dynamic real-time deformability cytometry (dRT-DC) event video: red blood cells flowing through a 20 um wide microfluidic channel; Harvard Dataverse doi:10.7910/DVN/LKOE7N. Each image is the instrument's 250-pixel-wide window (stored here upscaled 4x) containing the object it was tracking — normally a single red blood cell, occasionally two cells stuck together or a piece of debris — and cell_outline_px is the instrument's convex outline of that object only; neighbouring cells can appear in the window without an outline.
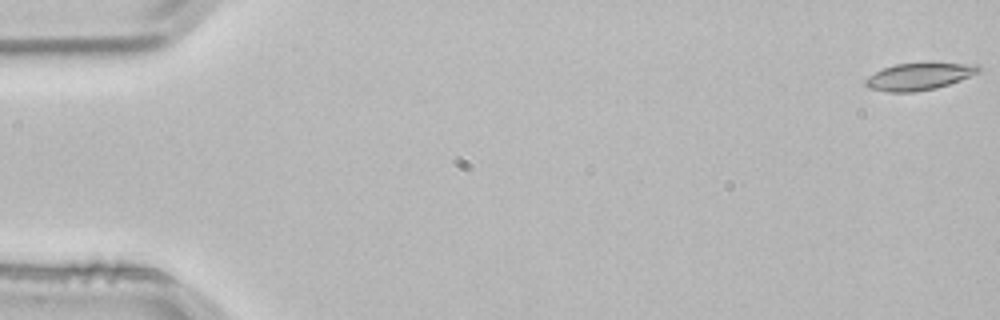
{"species": "common noctule bat (a hibernating species)", "species_latin": "Nyctalus noctula", "temperature_condition": "room temperature", "stored_images_in_passage": 4, "camera_frame_rate_fps": 3000, "um_per_image_px": 0.085, "animal": {"sex": "male", "body_mass_g": 21.5, "forearm_length_mm": 52.0}, "frame": {"image": 1, "passage_image": 1, "time_ms": 0.0, "image_size_px": [1000, 320], "cell_outline_px": [[984, 68], [980, 72], [960, 80], [936, 88], [912, 92], [888, 92], [868, 88], [864, 84], [864, 80], [868, 76], [884, 68], [896, 64], [980, 64]], "centroid_in_image_um": [78.12, 6.51], "position_along_channel_um": 6.9, "area_um2": 17.57}}
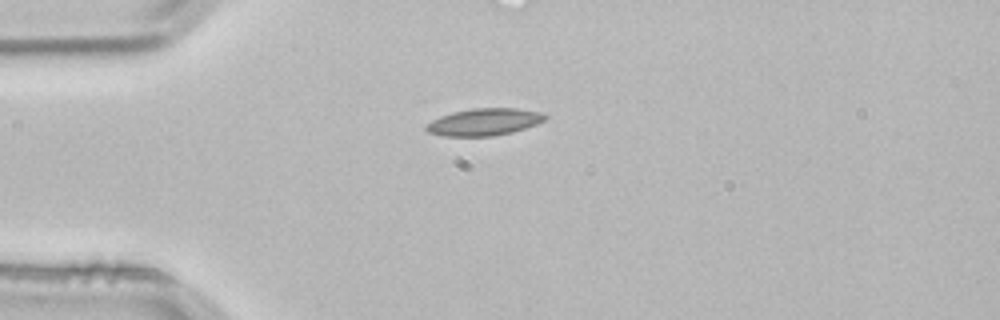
{"frame": {"image": 2, "passage_image": 4, "time_ms": 1.0, "image_size_px": [1000, 320], "cell_outline_px": [[548, 116], [544, 120], [536, 124], [512, 132], [492, 136], [444, 136], [428, 132], [424, 128], [432, 120], [440, 116], [452, 112], [472, 108], [516, 108], [544, 112]], "centroid_in_image_um": [41.17, 10.36], "position_along_channel_um": 43.8, "area_um2": 18.79}}